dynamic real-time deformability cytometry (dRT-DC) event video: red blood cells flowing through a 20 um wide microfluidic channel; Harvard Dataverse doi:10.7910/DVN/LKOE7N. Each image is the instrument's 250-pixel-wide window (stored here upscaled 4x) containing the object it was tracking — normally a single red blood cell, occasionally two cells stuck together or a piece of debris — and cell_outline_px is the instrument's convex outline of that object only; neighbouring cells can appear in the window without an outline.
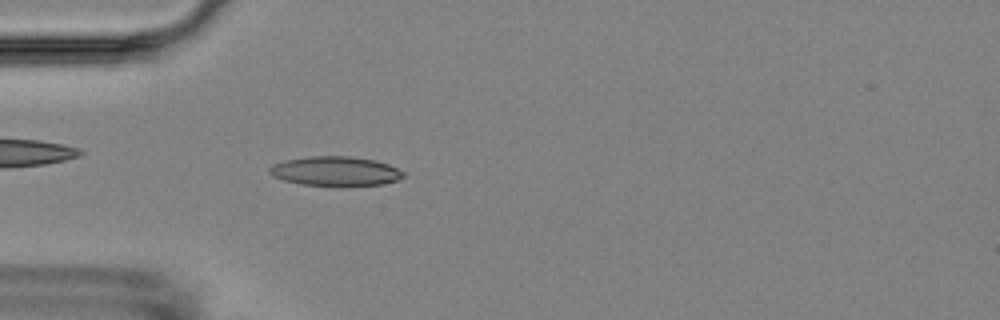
{"species": "Egyptian fruit bat (a non-hibernating species)", "species_latin": "Rousettus aegyptiacus", "temperature_condition": "room temperature", "stored_images_in_passage": 5, "camera_frame_rate_fps": 3000, "um_per_image_px": 0.085, "animal": {"sex": "female"}, "frame": {"image": 1, "passage_image": 5, "time_ms": 5.333, "image_size_px": [1000, 320], "cell_outline_px": [[404, 176], [396, 180], [380, 184], [352, 188], [340, 188], [300, 184], [284, 180], [272, 176], [268, 172], [268, 168], [272, 164], [284, 160], [308, 156], [348, 156], [376, 160], [388, 164], [404, 172]], "centroid_in_image_um": [28.48, 14.58], "position_along_channel_um": 56.5, "area_um2": 23.76}}